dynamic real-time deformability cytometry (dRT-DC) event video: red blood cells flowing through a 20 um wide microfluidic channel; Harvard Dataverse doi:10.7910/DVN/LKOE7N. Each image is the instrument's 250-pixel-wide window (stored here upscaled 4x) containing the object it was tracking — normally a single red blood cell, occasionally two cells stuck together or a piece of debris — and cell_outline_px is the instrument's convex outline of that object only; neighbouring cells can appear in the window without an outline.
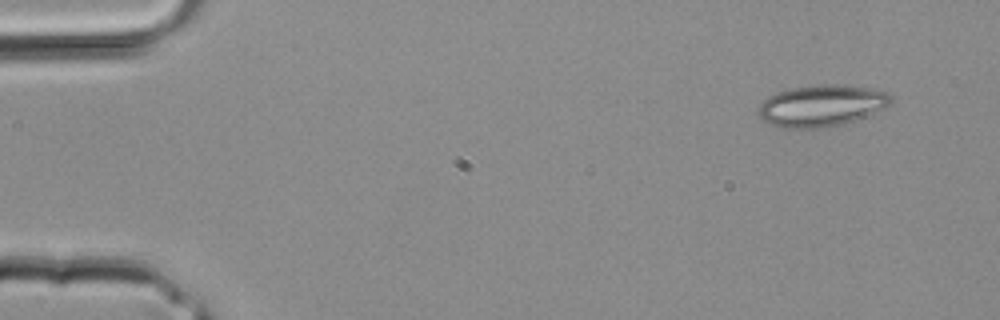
{"species": "common noctule bat (a hibernating species)", "species_latin": "Nyctalus noctula", "temperature_condition": "room temperature", "stored_images_in_passage": 3, "camera_frame_rate_fps": 3000, "um_per_image_px": 0.085, "animal": {"sex": "male", "body_mass_g": 20.4}, "frame": {"image": 1, "passage_image": 1, "time_ms": 0.0, "image_size_px": [1000, 320], "cell_outline_px": [[892, 100], [888, 108], [844, 124], [824, 128], [784, 128], [772, 124], [764, 120], [756, 112], [756, 108], [768, 96], [792, 88], [820, 84], [848, 84], [868, 88], [884, 92], [892, 96]], "centroid_in_image_um": [69.86, 8.98], "position_along_channel_um": 15.1, "area_um2": 32.31}}